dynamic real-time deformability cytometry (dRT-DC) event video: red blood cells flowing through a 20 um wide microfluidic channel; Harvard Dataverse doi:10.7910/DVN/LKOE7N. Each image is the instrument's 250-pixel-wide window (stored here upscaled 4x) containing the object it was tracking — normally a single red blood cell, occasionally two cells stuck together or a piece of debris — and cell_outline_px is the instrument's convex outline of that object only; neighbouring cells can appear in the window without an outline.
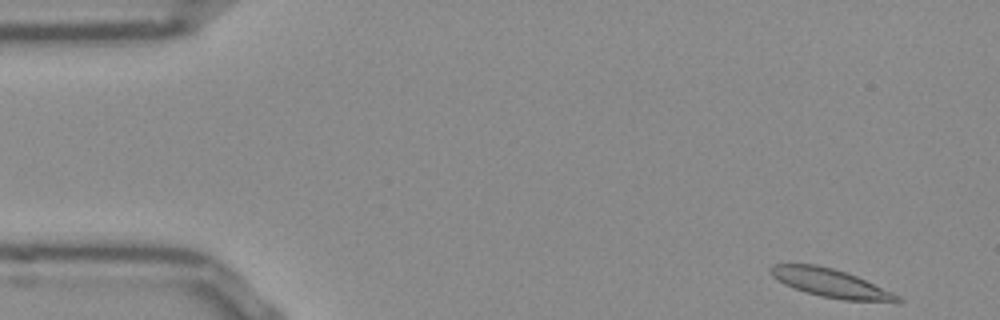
{"species": "Egyptian fruit bat (a non-hibernating species)", "species_latin": "Rousettus aegyptiacus", "temperature_condition": "room temperature", "stored_images_in_passage": 50, "camera_frame_rate_fps": 3000, "um_per_image_px": 0.085, "frame": {"image": 1, "passage_image": 1, "time_ms": 0.0, "image_size_px": [1000, 320], "cell_outline_px": [[904, 300], [900, 304], [896, 304], [844, 300], [820, 296], [804, 292], [784, 284], [772, 276], [768, 268], [772, 264], [816, 264], [832, 268], [856, 276], [892, 292], [900, 296]], "centroid_in_image_um": [70.68, 24.1], "position_along_channel_um": 14.3, "area_um2": 21.39}}
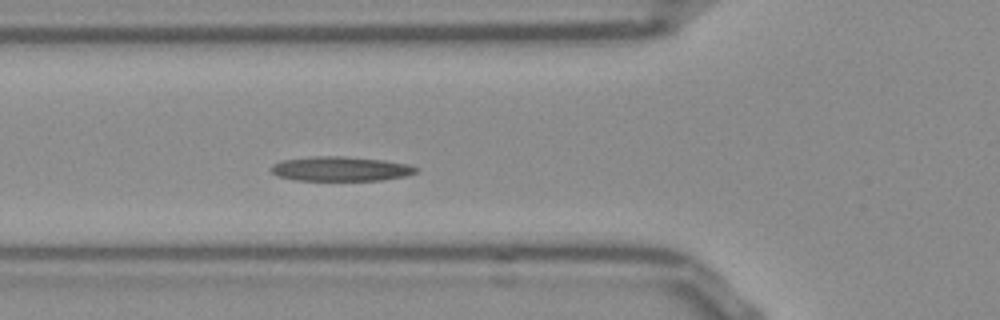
{"frame": {"image": 2, "passage_image": 16, "time_ms": 5.0, "image_size_px": [1000, 320], "cell_outline_px": [[420, 168], [416, 172], [404, 176], [380, 180], [296, 180], [276, 176], [268, 168], [272, 164], [280, 160], [316, 156], [344, 156], [384, 160], [408, 164]], "centroid_in_image_um": [28.9, 14.34], "position_along_channel_um": 96.9, "area_um2": 20.81}}
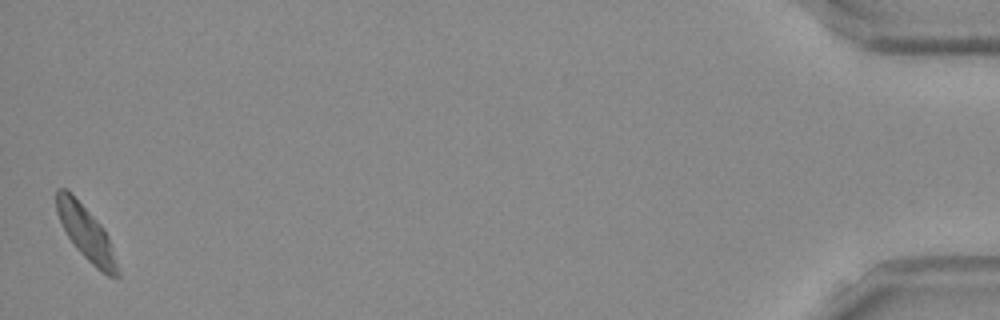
{"frame": {"image": 3, "passage_image": 50, "time_ms": 16.333, "image_size_px": [1000, 320], "cell_outline_px": [[120, 276], [108, 276], [100, 272], [76, 248], [68, 236], [56, 212], [56, 188], [68, 188], [104, 228], [108, 236], [120, 272]], "centroid_in_image_um": [7.31, 19.78], "position_along_channel_um": 427.9, "area_um2": 19.13}, "authors_computed_cell_mechanics": {"area_um2": 20.0566, "velocity_mm_per_s": 3.774, "shape_relaxation_time_tau1_ms": 6.8477, "shape_relaxation_time_tau2_ms": 3.3912, "deformation_change_tau1": 0.1685, "deformation_change_tau2": 0.0777}}